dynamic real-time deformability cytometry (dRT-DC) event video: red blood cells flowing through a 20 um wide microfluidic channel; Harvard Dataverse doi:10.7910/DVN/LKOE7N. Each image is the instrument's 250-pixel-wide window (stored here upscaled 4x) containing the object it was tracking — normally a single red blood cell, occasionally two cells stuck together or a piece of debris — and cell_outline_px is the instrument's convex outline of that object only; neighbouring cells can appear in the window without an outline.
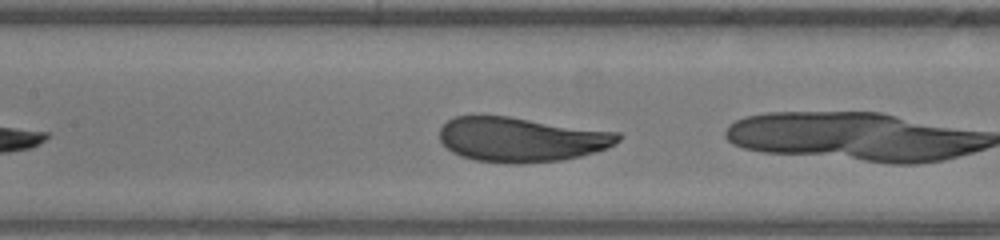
{"species": "human", "species_latin": "Homo sapiens", "temperature_condition": "warm", "stored_images_in_passage": 5, "camera_frame_rate_fps": 3000, "um_per_image_px": 0.085, "donor": {"sex": "male"}, "frame": {"image": 1, "passage_image": 4, "time_ms": 1.0, "image_size_px": [1000, 240], "cell_outline_px": [[624, 136], [616, 144], [608, 148], [596, 152], [564, 160], [520, 164], [476, 160], [460, 156], [452, 152], [440, 140], [440, 128], [448, 120], [456, 116], [508, 116], [620, 132]], "centroid_in_image_um": [44.36, 11.85], "position_along_channel_um": 163.0, "area_um2": 46.64}}